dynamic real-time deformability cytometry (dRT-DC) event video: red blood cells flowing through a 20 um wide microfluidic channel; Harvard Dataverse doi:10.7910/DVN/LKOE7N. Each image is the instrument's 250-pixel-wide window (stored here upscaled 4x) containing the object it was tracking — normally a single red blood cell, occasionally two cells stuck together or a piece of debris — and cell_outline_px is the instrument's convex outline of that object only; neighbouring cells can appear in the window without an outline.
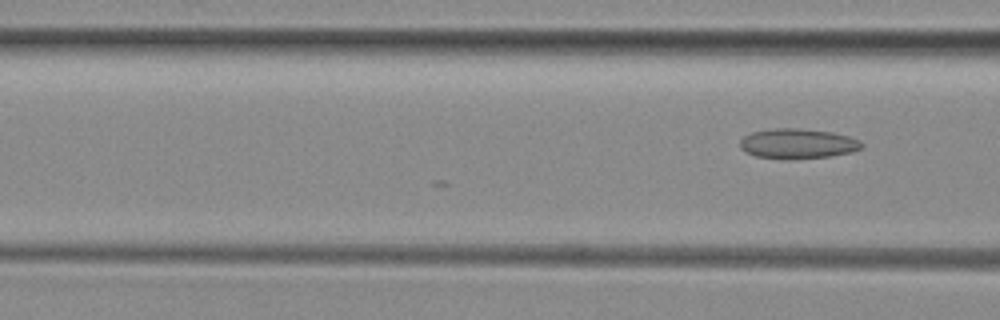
{"species": "common noctule bat (a hibernating species)", "species_latin": "Nyctalus noctula", "temperature_condition": "room temperature", "stored_images_in_passage": 5, "camera_frame_rate_fps": 3000, "um_per_image_px": 0.085, "animal": {"sex": "female", "body_mass_g": 29.2, "forearm_length_mm": 56.3}, "frame": {"image": 1, "passage_image": 5, "time_ms": 1.333, "image_size_px": [1000, 320], "cell_outline_px": [[864, 144], [860, 148], [852, 152], [832, 156], [792, 160], [788, 160], [756, 156], [744, 152], [740, 148], [740, 140], [744, 136], [752, 132], [768, 128], [796, 128], [832, 132], [848, 136], [860, 140]], "centroid_in_image_um": [67.78, 12.22], "position_along_channel_um": 98.8, "area_um2": 21.62}}